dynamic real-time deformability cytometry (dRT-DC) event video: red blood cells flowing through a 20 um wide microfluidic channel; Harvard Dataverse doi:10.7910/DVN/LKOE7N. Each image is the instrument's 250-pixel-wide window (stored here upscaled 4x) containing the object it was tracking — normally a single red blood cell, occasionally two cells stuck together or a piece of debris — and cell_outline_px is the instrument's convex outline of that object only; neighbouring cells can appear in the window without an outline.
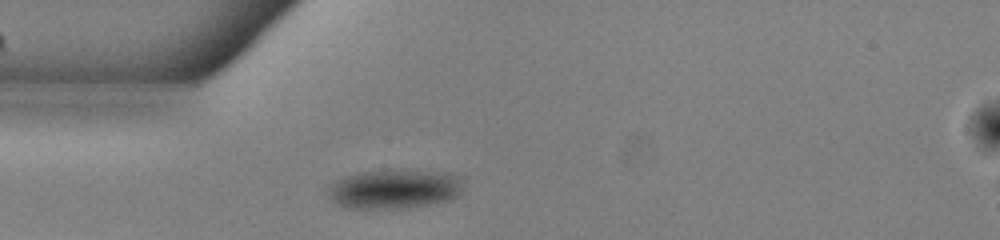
{"species": "common noctule bat (a hibernating species)", "species_latin": "Nyctalus noctula", "temperature_condition": "warm", "stored_images_in_passage": 39, "camera_frame_rate_fps": 3000, "um_per_image_px": 0.085, "animal": {"sex": "male", "body_mass_g": 13.0, "forearm_length_mm": 53.1}, "frame": {"image": 1, "passage_image": 1, "time_ms": 0.0, "image_size_px": [1000, 240], "cell_outline_px": [[460, 192], [456, 196], [448, 200], [428, 204], [400, 208], [344, 208], [328, 200], [328, 188], [336, 180], [344, 176], [360, 172], [400, 168], [444, 172], [460, 176]], "centroid_in_image_um": [33.45, 16.04], "position_along_channel_um": 51.5, "area_um2": 31.33}}
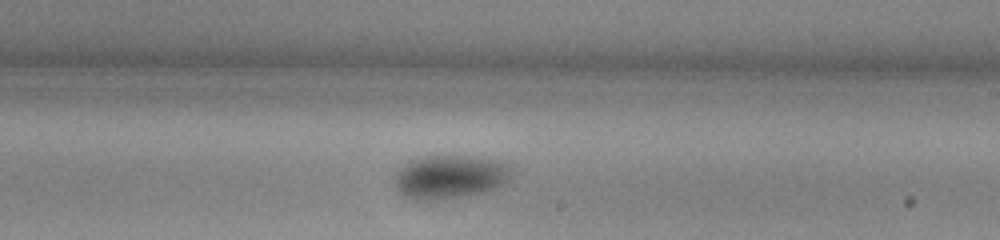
{"frame": {"image": 2, "passage_image": 17, "time_ms": 5.333, "image_size_px": [1000, 240], "cell_outline_px": [[512, 168], [508, 180], [504, 184], [488, 192], [436, 200], [416, 200], [400, 192], [396, 184], [396, 172], [408, 160], [416, 156], [444, 152], [496, 160], [508, 164]], "centroid_in_image_um": [38.25, 14.97], "position_along_channel_um": 250.8, "area_um2": 30.52}}
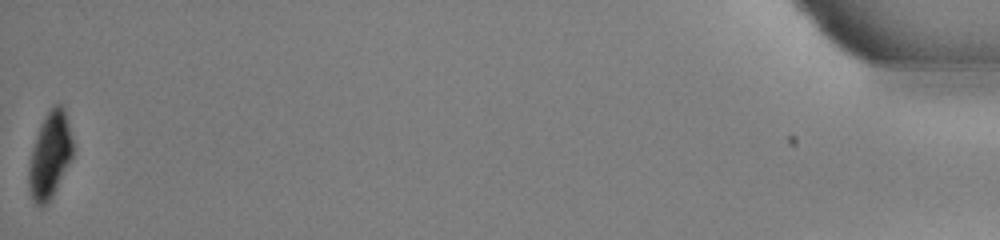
{"frame": {"image": 3, "passage_image": 39, "time_ms": 12.667, "image_size_px": [1000, 240], "cell_outline_px": [[72, 156], [52, 196], [40, 208], [32, 200], [28, 188], [28, 168], [32, 152], [40, 124], [52, 104], [60, 104], [64, 108], [72, 140]], "centroid_in_image_um": [4.22, 13.19], "position_along_channel_um": 431.0, "area_um2": 21.62}}